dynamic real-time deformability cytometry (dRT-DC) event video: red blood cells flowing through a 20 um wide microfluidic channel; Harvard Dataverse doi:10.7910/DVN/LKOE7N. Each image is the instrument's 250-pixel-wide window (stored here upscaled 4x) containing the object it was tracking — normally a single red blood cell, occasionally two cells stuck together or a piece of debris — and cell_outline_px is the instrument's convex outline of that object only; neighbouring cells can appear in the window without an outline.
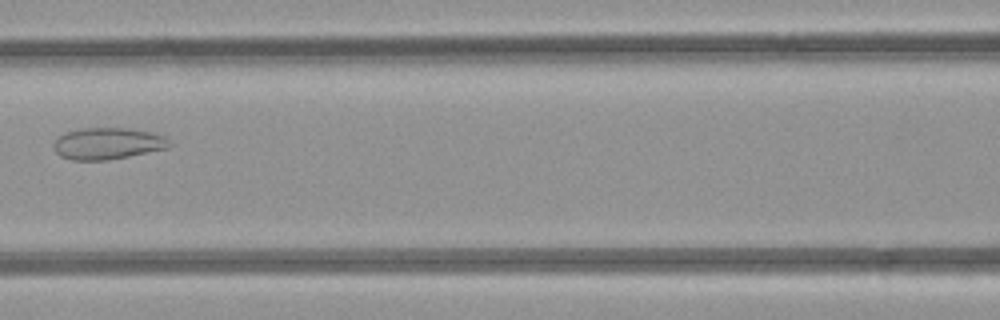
{"species": "common noctule bat (a hibernating species)", "species_latin": "Nyctalus noctula", "temperature_condition": "room temperature", "stored_images_in_passage": 6, "camera_frame_rate_fps": 3000, "um_per_image_px": 0.085, "animal": {"sex": "female", "body_mass_g": 21.9}, "frame": {"image": 1, "passage_image": 6, "time_ms": 6.667, "image_size_px": [1000, 320], "cell_outline_px": [[172, 144], [168, 148], [108, 160], [72, 160], [60, 156], [56, 152], [52, 144], [64, 132], [84, 128], [124, 128], [152, 132], [164, 136]], "centroid_in_image_um": [9.14, 12.2], "position_along_channel_um": 157.5, "area_um2": 21.27}}